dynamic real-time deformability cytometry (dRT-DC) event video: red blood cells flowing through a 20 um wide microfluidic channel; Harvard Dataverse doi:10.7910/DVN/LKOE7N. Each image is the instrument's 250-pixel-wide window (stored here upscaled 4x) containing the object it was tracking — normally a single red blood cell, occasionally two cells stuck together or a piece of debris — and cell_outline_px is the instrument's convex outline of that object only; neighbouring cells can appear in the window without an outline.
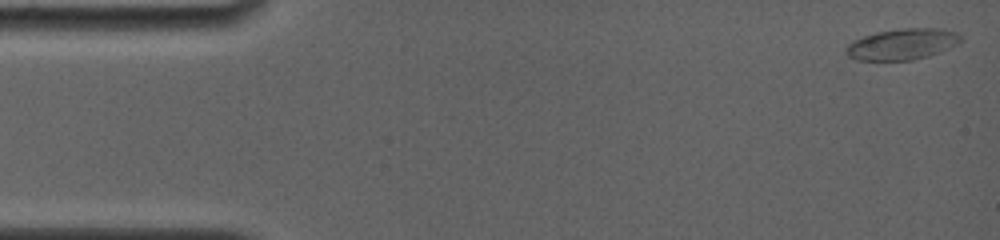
{"species": "common noctule bat (a hibernating species)", "species_latin": "Nyctalus noctula", "temperature_condition": "room temperature", "stored_images_in_passage": 7, "camera_frame_rate_fps": 4000, "um_per_image_px": 0.085, "animal": {"sex": "female", "body_mass_g": 19.0, "forearm_length_mm": 56.7}, "frame": {"image": 1, "passage_image": 1, "time_ms": 0.0, "image_size_px": [1000, 240], "cell_outline_px": [[960, 40], [936, 52], [924, 56], [908, 60], [860, 60], [848, 56], [844, 48], [852, 40], [876, 32], [904, 28], [944, 28], [956, 32], [960, 36]], "centroid_in_image_um": [76.59, 3.73], "position_along_channel_um": 8.4, "area_um2": 20.17}}
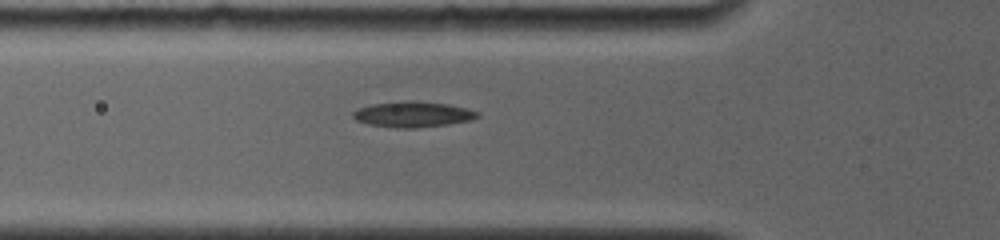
{"frame": {"image": 2, "passage_image": 7, "time_ms": 5.25, "image_size_px": [1000, 240], "cell_outline_px": [[480, 116], [472, 120], [448, 124], [416, 128], [396, 128], [368, 124], [356, 120], [352, 116], [352, 112], [356, 108], [372, 104], [412, 100], [448, 104], [468, 108], [480, 112]], "centroid_in_image_um": [35.11, 9.71], "position_along_channel_um": 90.7, "area_um2": 18.79}}